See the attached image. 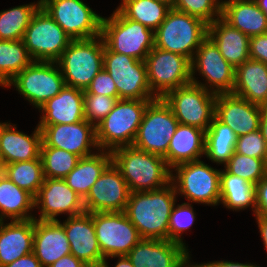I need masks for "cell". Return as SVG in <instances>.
Listing matches in <instances>:
<instances>
[{
    "instance_id": "obj_1",
    "label": "cell",
    "mask_w": 267,
    "mask_h": 267,
    "mask_svg": "<svg viewBox=\"0 0 267 267\" xmlns=\"http://www.w3.org/2000/svg\"><path fill=\"white\" fill-rule=\"evenodd\" d=\"M177 197L172 183L158 190L131 192L124 212L142 239L168 240L169 218Z\"/></svg>"
},
{
    "instance_id": "obj_2",
    "label": "cell",
    "mask_w": 267,
    "mask_h": 267,
    "mask_svg": "<svg viewBox=\"0 0 267 267\" xmlns=\"http://www.w3.org/2000/svg\"><path fill=\"white\" fill-rule=\"evenodd\" d=\"M111 154L112 162L120 170L130 192L158 190L171 183V168L162 156L133 145L118 147Z\"/></svg>"
},
{
    "instance_id": "obj_3",
    "label": "cell",
    "mask_w": 267,
    "mask_h": 267,
    "mask_svg": "<svg viewBox=\"0 0 267 267\" xmlns=\"http://www.w3.org/2000/svg\"><path fill=\"white\" fill-rule=\"evenodd\" d=\"M154 99H119L112 111L96 125L100 150L133 145L148 104Z\"/></svg>"
},
{
    "instance_id": "obj_4",
    "label": "cell",
    "mask_w": 267,
    "mask_h": 267,
    "mask_svg": "<svg viewBox=\"0 0 267 267\" xmlns=\"http://www.w3.org/2000/svg\"><path fill=\"white\" fill-rule=\"evenodd\" d=\"M208 37V24L202 19L171 8L154 31V46L192 61L197 48Z\"/></svg>"
},
{
    "instance_id": "obj_5",
    "label": "cell",
    "mask_w": 267,
    "mask_h": 267,
    "mask_svg": "<svg viewBox=\"0 0 267 267\" xmlns=\"http://www.w3.org/2000/svg\"><path fill=\"white\" fill-rule=\"evenodd\" d=\"M104 41L101 35L71 40L56 61L65 84L86 90L92 79L103 69Z\"/></svg>"
},
{
    "instance_id": "obj_6",
    "label": "cell",
    "mask_w": 267,
    "mask_h": 267,
    "mask_svg": "<svg viewBox=\"0 0 267 267\" xmlns=\"http://www.w3.org/2000/svg\"><path fill=\"white\" fill-rule=\"evenodd\" d=\"M220 173V169L201 160L185 162L171 169V183L176 194L185 197L187 203L217 206L220 205Z\"/></svg>"
},
{
    "instance_id": "obj_7",
    "label": "cell",
    "mask_w": 267,
    "mask_h": 267,
    "mask_svg": "<svg viewBox=\"0 0 267 267\" xmlns=\"http://www.w3.org/2000/svg\"><path fill=\"white\" fill-rule=\"evenodd\" d=\"M101 37L109 50L141 61L154 48V32L124 17L117 9L110 17L102 18Z\"/></svg>"
},
{
    "instance_id": "obj_8",
    "label": "cell",
    "mask_w": 267,
    "mask_h": 267,
    "mask_svg": "<svg viewBox=\"0 0 267 267\" xmlns=\"http://www.w3.org/2000/svg\"><path fill=\"white\" fill-rule=\"evenodd\" d=\"M178 120L163 98L152 100L144 113L133 146L162 157L167 155Z\"/></svg>"
},
{
    "instance_id": "obj_9",
    "label": "cell",
    "mask_w": 267,
    "mask_h": 267,
    "mask_svg": "<svg viewBox=\"0 0 267 267\" xmlns=\"http://www.w3.org/2000/svg\"><path fill=\"white\" fill-rule=\"evenodd\" d=\"M162 98L179 124L206 131L215 116L216 94L193 83L170 90Z\"/></svg>"
},
{
    "instance_id": "obj_10",
    "label": "cell",
    "mask_w": 267,
    "mask_h": 267,
    "mask_svg": "<svg viewBox=\"0 0 267 267\" xmlns=\"http://www.w3.org/2000/svg\"><path fill=\"white\" fill-rule=\"evenodd\" d=\"M14 86L36 109L65 87V80L56 62L33 61L18 73L5 88Z\"/></svg>"
},
{
    "instance_id": "obj_11",
    "label": "cell",
    "mask_w": 267,
    "mask_h": 267,
    "mask_svg": "<svg viewBox=\"0 0 267 267\" xmlns=\"http://www.w3.org/2000/svg\"><path fill=\"white\" fill-rule=\"evenodd\" d=\"M103 68L112 77L119 99H156L147 77L145 61L109 50L104 45Z\"/></svg>"
},
{
    "instance_id": "obj_12",
    "label": "cell",
    "mask_w": 267,
    "mask_h": 267,
    "mask_svg": "<svg viewBox=\"0 0 267 267\" xmlns=\"http://www.w3.org/2000/svg\"><path fill=\"white\" fill-rule=\"evenodd\" d=\"M71 38L41 6L33 15L23 41L33 61L56 62Z\"/></svg>"
},
{
    "instance_id": "obj_13",
    "label": "cell",
    "mask_w": 267,
    "mask_h": 267,
    "mask_svg": "<svg viewBox=\"0 0 267 267\" xmlns=\"http://www.w3.org/2000/svg\"><path fill=\"white\" fill-rule=\"evenodd\" d=\"M235 68L222 56L215 43L207 37L197 48L191 61V83L214 94L232 93L235 85ZM199 73L203 81H198Z\"/></svg>"
},
{
    "instance_id": "obj_14",
    "label": "cell",
    "mask_w": 267,
    "mask_h": 267,
    "mask_svg": "<svg viewBox=\"0 0 267 267\" xmlns=\"http://www.w3.org/2000/svg\"><path fill=\"white\" fill-rule=\"evenodd\" d=\"M148 83L156 97L191 83V61L180 54L154 46L145 58Z\"/></svg>"
},
{
    "instance_id": "obj_15",
    "label": "cell",
    "mask_w": 267,
    "mask_h": 267,
    "mask_svg": "<svg viewBox=\"0 0 267 267\" xmlns=\"http://www.w3.org/2000/svg\"><path fill=\"white\" fill-rule=\"evenodd\" d=\"M41 7L72 40L101 35L102 15L82 0H41Z\"/></svg>"
},
{
    "instance_id": "obj_16",
    "label": "cell",
    "mask_w": 267,
    "mask_h": 267,
    "mask_svg": "<svg viewBox=\"0 0 267 267\" xmlns=\"http://www.w3.org/2000/svg\"><path fill=\"white\" fill-rule=\"evenodd\" d=\"M92 219L104 259L126 256L142 239L125 212H92Z\"/></svg>"
},
{
    "instance_id": "obj_17",
    "label": "cell",
    "mask_w": 267,
    "mask_h": 267,
    "mask_svg": "<svg viewBox=\"0 0 267 267\" xmlns=\"http://www.w3.org/2000/svg\"><path fill=\"white\" fill-rule=\"evenodd\" d=\"M38 127L42 133L41 147H56L80 158L93 155L100 150L96 140V126L87 120L72 124L38 125Z\"/></svg>"
},
{
    "instance_id": "obj_18",
    "label": "cell",
    "mask_w": 267,
    "mask_h": 267,
    "mask_svg": "<svg viewBox=\"0 0 267 267\" xmlns=\"http://www.w3.org/2000/svg\"><path fill=\"white\" fill-rule=\"evenodd\" d=\"M130 193L120 170L112 162L83 199L85 212H124Z\"/></svg>"
},
{
    "instance_id": "obj_19",
    "label": "cell",
    "mask_w": 267,
    "mask_h": 267,
    "mask_svg": "<svg viewBox=\"0 0 267 267\" xmlns=\"http://www.w3.org/2000/svg\"><path fill=\"white\" fill-rule=\"evenodd\" d=\"M35 209L39 211V221L58 220L56 217L67 214L68 217L85 212L83 199L59 178H45L38 194L34 197Z\"/></svg>"
},
{
    "instance_id": "obj_20",
    "label": "cell",
    "mask_w": 267,
    "mask_h": 267,
    "mask_svg": "<svg viewBox=\"0 0 267 267\" xmlns=\"http://www.w3.org/2000/svg\"><path fill=\"white\" fill-rule=\"evenodd\" d=\"M189 252L171 240L141 239L126 256L134 267H188Z\"/></svg>"
},
{
    "instance_id": "obj_21",
    "label": "cell",
    "mask_w": 267,
    "mask_h": 267,
    "mask_svg": "<svg viewBox=\"0 0 267 267\" xmlns=\"http://www.w3.org/2000/svg\"><path fill=\"white\" fill-rule=\"evenodd\" d=\"M60 223L68 238L71 254L88 267H101L104 258L97 242L92 213L70 216Z\"/></svg>"
},
{
    "instance_id": "obj_22",
    "label": "cell",
    "mask_w": 267,
    "mask_h": 267,
    "mask_svg": "<svg viewBox=\"0 0 267 267\" xmlns=\"http://www.w3.org/2000/svg\"><path fill=\"white\" fill-rule=\"evenodd\" d=\"M215 116L239 137L259 129L261 106L232 93L217 94Z\"/></svg>"
},
{
    "instance_id": "obj_23",
    "label": "cell",
    "mask_w": 267,
    "mask_h": 267,
    "mask_svg": "<svg viewBox=\"0 0 267 267\" xmlns=\"http://www.w3.org/2000/svg\"><path fill=\"white\" fill-rule=\"evenodd\" d=\"M41 129L36 126L31 135L17 130L16 124L0 123V169L13 162L40 158Z\"/></svg>"
},
{
    "instance_id": "obj_24",
    "label": "cell",
    "mask_w": 267,
    "mask_h": 267,
    "mask_svg": "<svg viewBox=\"0 0 267 267\" xmlns=\"http://www.w3.org/2000/svg\"><path fill=\"white\" fill-rule=\"evenodd\" d=\"M84 90L65 85L59 94L39 107L37 125L72 124L85 120Z\"/></svg>"
},
{
    "instance_id": "obj_25",
    "label": "cell",
    "mask_w": 267,
    "mask_h": 267,
    "mask_svg": "<svg viewBox=\"0 0 267 267\" xmlns=\"http://www.w3.org/2000/svg\"><path fill=\"white\" fill-rule=\"evenodd\" d=\"M33 253L42 267L71 254L70 244L60 220L39 221L34 219Z\"/></svg>"
},
{
    "instance_id": "obj_26",
    "label": "cell",
    "mask_w": 267,
    "mask_h": 267,
    "mask_svg": "<svg viewBox=\"0 0 267 267\" xmlns=\"http://www.w3.org/2000/svg\"><path fill=\"white\" fill-rule=\"evenodd\" d=\"M34 218L25 221H0V267L33 252Z\"/></svg>"
},
{
    "instance_id": "obj_27",
    "label": "cell",
    "mask_w": 267,
    "mask_h": 267,
    "mask_svg": "<svg viewBox=\"0 0 267 267\" xmlns=\"http://www.w3.org/2000/svg\"><path fill=\"white\" fill-rule=\"evenodd\" d=\"M208 37L235 69L249 59L250 37L232 27L222 17L208 24Z\"/></svg>"
},
{
    "instance_id": "obj_28",
    "label": "cell",
    "mask_w": 267,
    "mask_h": 267,
    "mask_svg": "<svg viewBox=\"0 0 267 267\" xmlns=\"http://www.w3.org/2000/svg\"><path fill=\"white\" fill-rule=\"evenodd\" d=\"M205 134L198 127L179 124L164 157L167 165L172 169L181 163L201 160L205 153Z\"/></svg>"
},
{
    "instance_id": "obj_29",
    "label": "cell",
    "mask_w": 267,
    "mask_h": 267,
    "mask_svg": "<svg viewBox=\"0 0 267 267\" xmlns=\"http://www.w3.org/2000/svg\"><path fill=\"white\" fill-rule=\"evenodd\" d=\"M232 94L260 106L267 104V65L250 58L239 65Z\"/></svg>"
},
{
    "instance_id": "obj_30",
    "label": "cell",
    "mask_w": 267,
    "mask_h": 267,
    "mask_svg": "<svg viewBox=\"0 0 267 267\" xmlns=\"http://www.w3.org/2000/svg\"><path fill=\"white\" fill-rule=\"evenodd\" d=\"M221 17L249 37L267 33V16L255 0L226 1Z\"/></svg>"
},
{
    "instance_id": "obj_31",
    "label": "cell",
    "mask_w": 267,
    "mask_h": 267,
    "mask_svg": "<svg viewBox=\"0 0 267 267\" xmlns=\"http://www.w3.org/2000/svg\"><path fill=\"white\" fill-rule=\"evenodd\" d=\"M35 199L0 171V221H25L35 216ZM7 218V219H6Z\"/></svg>"
},
{
    "instance_id": "obj_32",
    "label": "cell",
    "mask_w": 267,
    "mask_h": 267,
    "mask_svg": "<svg viewBox=\"0 0 267 267\" xmlns=\"http://www.w3.org/2000/svg\"><path fill=\"white\" fill-rule=\"evenodd\" d=\"M111 163V151L99 150L93 155L80 158L76 167L64 178V181L84 199L92 185Z\"/></svg>"
},
{
    "instance_id": "obj_33",
    "label": "cell",
    "mask_w": 267,
    "mask_h": 267,
    "mask_svg": "<svg viewBox=\"0 0 267 267\" xmlns=\"http://www.w3.org/2000/svg\"><path fill=\"white\" fill-rule=\"evenodd\" d=\"M220 203L232 211H241L250 207L253 215H255V185L237 175H231L225 169H221Z\"/></svg>"
},
{
    "instance_id": "obj_34",
    "label": "cell",
    "mask_w": 267,
    "mask_h": 267,
    "mask_svg": "<svg viewBox=\"0 0 267 267\" xmlns=\"http://www.w3.org/2000/svg\"><path fill=\"white\" fill-rule=\"evenodd\" d=\"M237 136L226 124L214 116L205 134V153L211 162L225 165L235 152Z\"/></svg>"
},
{
    "instance_id": "obj_35",
    "label": "cell",
    "mask_w": 267,
    "mask_h": 267,
    "mask_svg": "<svg viewBox=\"0 0 267 267\" xmlns=\"http://www.w3.org/2000/svg\"><path fill=\"white\" fill-rule=\"evenodd\" d=\"M116 9L124 17L139 22L154 32L165 20L171 7L158 0H121Z\"/></svg>"
},
{
    "instance_id": "obj_36",
    "label": "cell",
    "mask_w": 267,
    "mask_h": 267,
    "mask_svg": "<svg viewBox=\"0 0 267 267\" xmlns=\"http://www.w3.org/2000/svg\"><path fill=\"white\" fill-rule=\"evenodd\" d=\"M32 62L23 40H0V86L6 87Z\"/></svg>"
},
{
    "instance_id": "obj_37",
    "label": "cell",
    "mask_w": 267,
    "mask_h": 267,
    "mask_svg": "<svg viewBox=\"0 0 267 267\" xmlns=\"http://www.w3.org/2000/svg\"><path fill=\"white\" fill-rule=\"evenodd\" d=\"M41 0L0 11V40H23L25 31Z\"/></svg>"
},
{
    "instance_id": "obj_38",
    "label": "cell",
    "mask_w": 267,
    "mask_h": 267,
    "mask_svg": "<svg viewBox=\"0 0 267 267\" xmlns=\"http://www.w3.org/2000/svg\"><path fill=\"white\" fill-rule=\"evenodd\" d=\"M0 171L19 188L28 191L34 197L45 179L41 159L6 164Z\"/></svg>"
},
{
    "instance_id": "obj_39",
    "label": "cell",
    "mask_w": 267,
    "mask_h": 267,
    "mask_svg": "<svg viewBox=\"0 0 267 267\" xmlns=\"http://www.w3.org/2000/svg\"><path fill=\"white\" fill-rule=\"evenodd\" d=\"M40 158L45 178L64 179L77 165L80 157L56 147H41Z\"/></svg>"
},
{
    "instance_id": "obj_40",
    "label": "cell",
    "mask_w": 267,
    "mask_h": 267,
    "mask_svg": "<svg viewBox=\"0 0 267 267\" xmlns=\"http://www.w3.org/2000/svg\"><path fill=\"white\" fill-rule=\"evenodd\" d=\"M224 169L231 175H237L256 185L267 175V162L264 159L249 157L234 152Z\"/></svg>"
},
{
    "instance_id": "obj_41",
    "label": "cell",
    "mask_w": 267,
    "mask_h": 267,
    "mask_svg": "<svg viewBox=\"0 0 267 267\" xmlns=\"http://www.w3.org/2000/svg\"><path fill=\"white\" fill-rule=\"evenodd\" d=\"M196 213L191 203L183 202L182 204H174L169 218L168 240L181 244L188 249L183 242L182 234L194 224Z\"/></svg>"
},
{
    "instance_id": "obj_42",
    "label": "cell",
    "mask_w": 267,
    "mask_h": 267,
    "mask_svg": "<svg viewBox=\"0 0 267 267\" xmlns=\"http://www.w3.org/2000/svg\"><path fill=\"white\" fill-rule=\"evenodd\" d=\"M172 8L198 17L207 24L222 15V4L218 0H176Z\"/></svg>"
},
{
    "instance_id": "obj_43",
    "label": "cell",
    "mask_w": 267,
    "mask_h": 267,
    "mask_svg": "<svg viewBox=\"0 0 267 267\" xmlns=\"http://www.w3.org/2000/svg\"><path fill=\"white\" fill-rule=\"evenodd\" d=\"M118 100V97H109L102 94H84L85 120L96 126L112 111Z\"/></svg>"
},
{
    "instance_id": "obj_44",
    "label": "cell",
    "mask_w": 267,
    "mask_h": 267,
    "mask_svg": "<svg viewBox=\"0 0 267 267\" xmlns=\"http://www.w3.org/2000/svg\"><path fill=\"white\" fill-rule=\"evenodd\" d=\"M235 152L267 162V145L259 129L237 137Z\"/></svg>"
},
{
    "instance_id": "obj_45",
    "label": "cell",
    "mask_w": 267,
    "mask_h": 267,
    "mask_svg": "<svg viewBox=\"0 0 267 267\" xmlns=\"http://www.w3.org/2000/svg\"><path fill=\"white\" fill-rule=\"evenodd\" d=\"M84 94H102L109 97H118L116 85L104 68L92 79Z\"/></svg>"
},
{
    "instance_id": "obj_46",
    "label": "cell",
    "mask_w": 267,
    "mask_h": 267,
    "mask_svg": "<svg viewBox=\"0 0 267 267\" xmlns=\"http://www.w3.org/2000/svg\"><path fill=\"white\" fill-rule=\"evenodd\" d=\"M249 58L267 65V33L250 37Z\"/></svg>"
},
{
    "instance_id": "obj_47",
    "label": "cell",
    "mask_w": 267,
    "mask_h": 267,
    "mask_svg": "<svg viewBox=\"0 0 267 267\" xmlns=\"http://www.w3.org/2000/svg\"><path fill=\"white\" fill-rule=\"evenodd\" d=\"M256 210L254 216L267 218V175L255 185Z\"/></svg>"
},
{
    "instance_id": "obj_48",
    "label": "cell",
    "mask_w": 267,
    "mask_h": 267,
    "mask_svg": "<svg viewBox=\"0 0 267 267\" xmlns=\"http://www.w3.org/2000/svg\"><path fill=\"white\" fill-rule=\"evenodd\" d=\"M3 267H42V265L39 262V260L36 258L34 253L31 252Z\"/></svg>"
},
{
    "instance_id": "obj_49",
    "label": "cell",
    "mask_w": 267,
    "mask_h": 267,
    "mask_svg": "<svg viewBox=\"0 0 267 267\" xmlns=\"http://www.w3.org/2000/svg\"><path fill=\"white\" fill-rule=\"evenodd\" d=\"M49 267H88V266L81 260L76 258L74 255L68 254L66 256H63L56 262H54Z\"/></svg>"
},
{
    "instance_id": "obj_50",
    "label": "cell",
    "mask_w": 267,
    "mask_h": 267,
    "mask_svg": "<svg viewBox=\"0 0 267 267\" xmlns=\"http://www.w3.org/2000/svg\"><path fill=\"white\" fill-rule=\"evenodd\" d=\"M201 267H260L253 263H239V262H232V261H209L207 263H199Z\"/></svg>"
},
{
    "instance_id": "obj_51",
    "label": "cell",
    "mask_w": 267,
    "mask_h": 267,
    "mask_svg": "<svg viewBox=\"0 0 267 267\" xmlns=\"http://www.w3.org/2000/svg\"><path fill=\"white\" fill-rule=\"evenodd\" d=\"M258 229L260 233L261 240L263 241V245L265 247V250L267 251V218L263 216H255Z\"/></svg>"
},
{
    "instance_id": "obj_52",
    "label": "cell",
    "mask_w": 267,
    "mask_h": 267,
    "mask_svg": "<svg viewBox=\"0 0 267 267\" xmlns=\"http://www.w3.org/2000/svg\"><path fill=\"white\" fill-rule=\"evenodd\" d=\"M259 130L267 145V104L261 105Z\"/></svg>"
},
{
    "instance_id": "obj_53",
    "label": "cell",
    "mask_w": 267,
    "mask_h": 267,
    "mask_svg": "<svg viewBox=\"0 0 267 267\" xmlns=\"http://www.w3.org/2000/svg\"><path fill=\"white\" fill-rule=\"evenodd\" d=\"M109 258H118L116 265L114 267H134L131 263V261L129 260V258L127 256H113V257H107L103 260L101 267H109L107 260Z\"/></svg>"
},
{
    "instance_id": "obj_54",
    "label": "cell",
    "mask_w": 267,
    "mask_h": 267,
    "mask_svg": "<svg viewBox=\"0 0 267 267\" xmlns=\"http://www.w3.org/2000/svg\"><path fill=\"white\" fill-rule=\"evenodd\" d=\"M258 7L263 11V13L267 16V0H255Z\"/></svg>"
},
{
    "instance_id": "obj_55",
    "label": "cell",
    "mask_w": 267,
    "mask_h": 267,
    "mask_svg": "<svg viewBox=\"0 0 267 267\" xmlns=\"http://www.w3.org/2000/svg\"><path fill=\"white\" fill-rule=\"evenodd\" d=\"M161 1L163 3H166L167 5H169L171 8L174 6L176 0H158Z\"/></svg>"
},
{
    "instance_id": "obj_56",
    "label": "cell",
    "mask_w": 267,
    "mask_h": 267,
    "mask_svg": "<svg viewBox=\"0 0 267 267\" xmlns=\"http://www.w3.org/2000/svg\"><path fill=\"white\" fill-rule=\"evenodd\" d=\"M188 267H201L198 263L196 264V263H194V264H190Z\"/></svg>"
},
{
    "instance_id": "obj_57",
    "label": "cell",
    "mask_w": 267,
    "mask_h": 267,
    "mask_svg": "<svg viewBox=\"0 0 267 267\" xmlns=\"http://www.w3.org/2000/svg\"><path fill=\"white\" fill-rule=\"evenodd\" d=\"M219 1V3H221V4H223V3H225L226 1H230V0H218Z\"/></svg>"
}]
</instances>
